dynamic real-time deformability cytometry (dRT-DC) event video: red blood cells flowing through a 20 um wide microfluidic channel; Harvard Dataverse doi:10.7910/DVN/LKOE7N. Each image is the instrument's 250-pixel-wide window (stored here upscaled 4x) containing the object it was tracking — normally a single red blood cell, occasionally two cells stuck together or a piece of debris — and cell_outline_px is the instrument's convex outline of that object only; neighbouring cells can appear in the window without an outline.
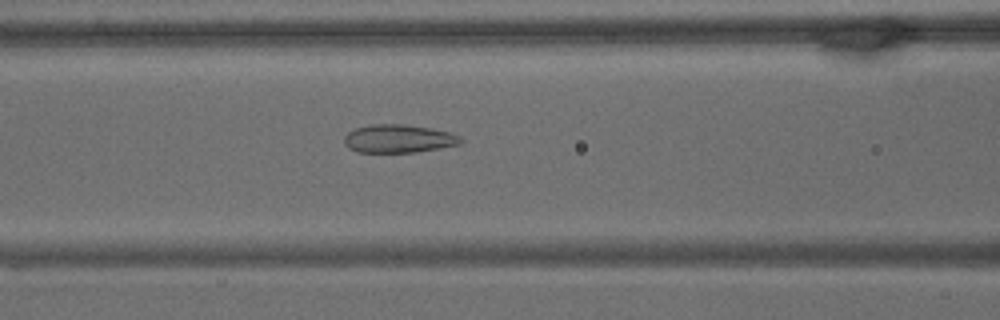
{"species": "common noctule bat (a hibernating species)", "species_latin": "Nyctalus noctula", "temperature_condition": "warm", "stored_images_in_passage": 35, "camera_frame_rate_fps": 3000, "um_per_image_px": 0.085, "animal": {"sex": "male", "body_mass_g": 15.6}, "frame": {"image": 1, "passage_image": 7, "time_ms": 2.0, "image_size_px": [1000, 320], "cell_outline_px": [[464, 140], [460, 144], [416, 152], [356, 152], [348, 148], [344, 144], [344, 136], [348, 132], [356, 128], [372, 124], [404, 124], [432, 128], [452, 132], [460, 136]], "centroid_in_image_um": [33.88, 11.78], "position_along_channel_um": 132.7, "area_um2": 19.31}}
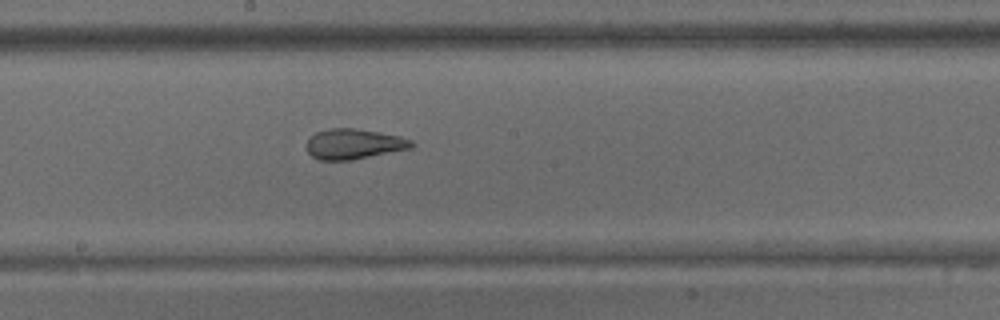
{"frame": {"image": 2, "passage_image": 15, "time_ms": 4.667, "image_size_px": [1000, 320], "cell_outline_px": [[416, 144], [412, 148], [352, 160], [320, 160], [312, 156], [308, 152], [304, 144], [316, 132], [328, 128], [352, 128], [380, 132], [400, 136], [412, 140]], "centroid_in_image_um": [30.08, 12.24], "position_along_channel_um": 218.1, "area_um2": 18.67}}
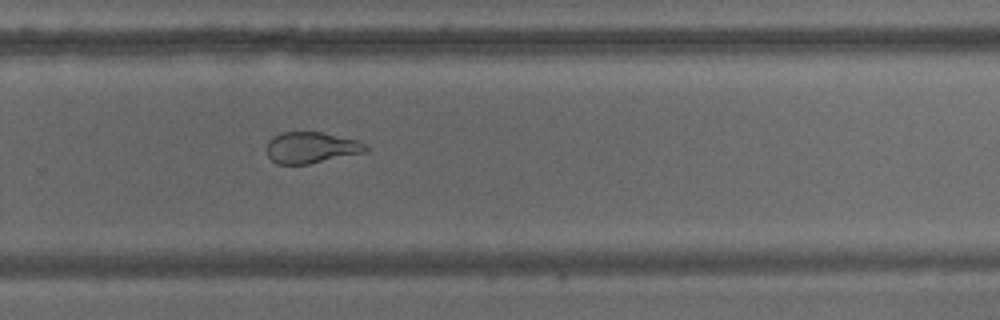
{"frame": {"image": 3, "passage_image": 23, "time_ms": 7.333, "image_size_px": [1000, 320], "cell_outline_px": [[368, 148], [364, 152], [308, 164], [276, 164], [268, 156], [268, 140], [272, 136], [280, 132], [320, 132], [356, 140], [364, 144]], "centroid_in_image_um": [26.4, 12.54], "position_along_channel_um": 303.4, "area_um2": 17.74}, "authors_computed_cell_mechanics": {"area_um2": 19.1896, "velocity_mm_per_s": 3.2062, "shape_relaxation_time_tau1_ms": null, "shape_relaxation_time_tau2_ms": 1.6519, "deformation_change_tau1": null, "deformation_change_tau2": 0.0891}}